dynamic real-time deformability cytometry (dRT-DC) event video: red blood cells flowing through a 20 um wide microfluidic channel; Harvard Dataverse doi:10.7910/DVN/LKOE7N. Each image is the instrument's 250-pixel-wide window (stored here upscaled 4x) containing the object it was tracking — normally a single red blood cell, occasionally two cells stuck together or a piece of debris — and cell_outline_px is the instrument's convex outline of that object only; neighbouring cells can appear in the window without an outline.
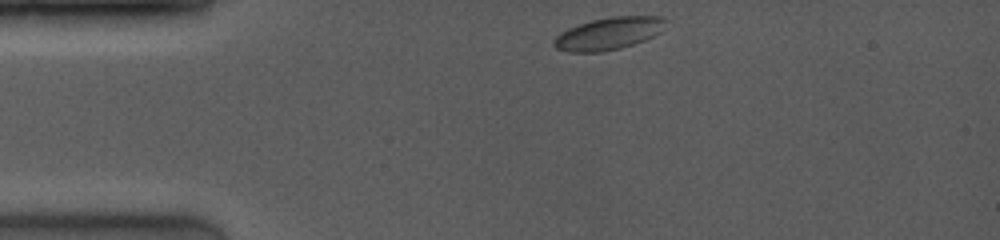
{"species": "common noctule bat (a hibernating species)", "species_latin": "Nyctalus noctula", "temperature_condition": "room temperature", "stored_images_in_passage": 54, "camera_frame_rate_fps": 4000, "um_per_image_px": 0.085, "animal": {"sex": "female", "body_mass_g": 19.0, "forearm_length_mm": 53.3}, "frame": {"image": 1, "passage_image": 1, "time_ms": 0.0, "image_size_px": [1000, 240], "cell_outline_px": [[668, 20], [660, 32], [644, 40], [620, 48], [600, 52], [568, 52], [556, 48], [552, 44], [552, 40], [560, 32], [568, 28], [592, 20], [612, 16], [664, 16]], "centroid_in_image_um": [51.72, 2.84], "position_along_channel_um": 33.3, "area_um2": 21.1}}
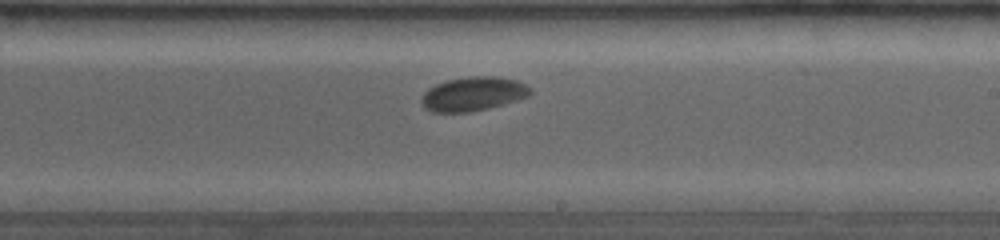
{"frame": {"image": 2, "passage_image": 30, "time_ms": 6.5, "image_size_px": [1000, 240], "cell_outline_px": [[532, 92], [528, 96], [504, 104], [488, 108], [468, 112], [432, 112], [424, 108], [420, 104], [420, 100], [424, 92], [428, 88], [444, 80], [468, 76], [496, 76], [516, 80], [532, 88]], "centroid_in_image_um": [40.18, 7.97], "position_along_channel_um": 248.8, "area_um2": 21.79}}
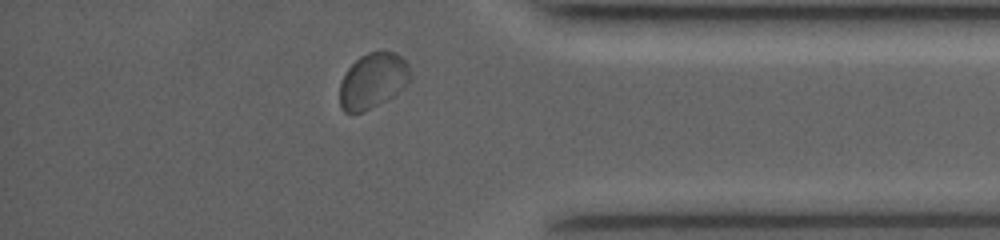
{"frame": {"image": 3, "passage_image": 49, "time_ms": 10.5, "image_size_px": [1000, 240], "cell_outline_px": [[408, 84], [404, 88], [392, 96], [364, 112], [344, 112], [340, 108], [340, 84], [348, 68], [360, 56], [368, 52], [396, 52], [408, 64]], "centroid_in_image_um": [31.67, 6.87], "position_along_channel_um": 403.5, "area_um2": 22.43}, "authors_computed_cell_mechanics": {"area_um2": 21.2126, "velocity_mm_per_s": 4.0077, "shape_relaxation_time_tau1_ms": 5.4459, "shape_relaxation_time_tau2_ms": null, "deformation_change_tau1": 0.0877, "deformation_change_tau2": null}}